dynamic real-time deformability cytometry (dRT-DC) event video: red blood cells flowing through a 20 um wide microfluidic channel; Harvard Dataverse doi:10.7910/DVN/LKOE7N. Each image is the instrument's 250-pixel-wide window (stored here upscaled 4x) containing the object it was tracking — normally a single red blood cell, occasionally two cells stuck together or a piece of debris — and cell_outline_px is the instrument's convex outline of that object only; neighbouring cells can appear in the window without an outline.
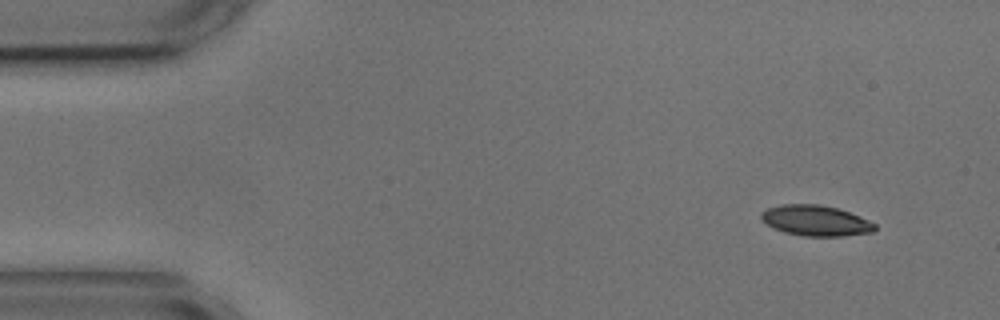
{"species": "common noctule bat (a hibernating species)", "species_latin": "Nyctalus noctula", "temperature_condition": "cold", "stored_images_in_passage": 4, "camera_frame_rate_fps": 3000, "um_per_image_px": 0.085, "animal": {"sex": "male", "body_mass_g": 17.9, "forearm_length_mm": 54.2}, "frame": {"image": 1, "passage_image": 1, "time_ms": 0.0, "image_size_px": [1000, 320], "cell_outline_px": [[876, 228], [872, 232], [840, 236], [804, 236], [784, 232], [772, 228], [760, 220], [760, 212], [768, 208], [780, 204], [820, 204], [836, 208], [860, 216], [876, 224]], "centroid_in_image_um": [69.28, 18.75], "position_along_channel_um": 15.7, "area_um2": 20.35}}
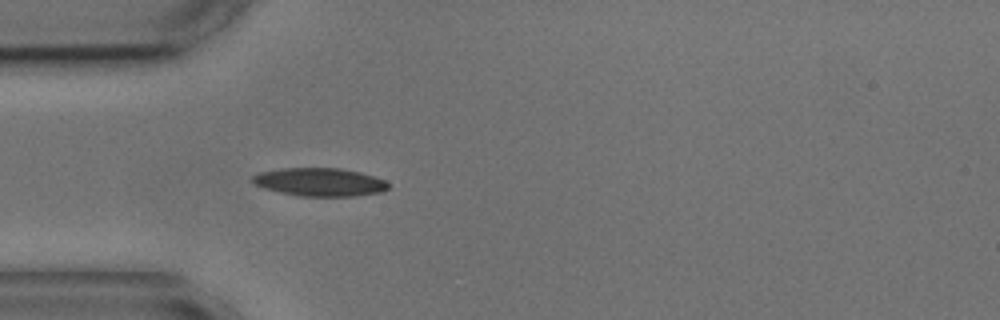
{"frame": {"image": 2, "passage_image": 4, "time_ms": 3.667, "image_size_px": [1000, 320], "cell_outline_px": [[388, 188], [380, 192], [356, 196], [300, 196], [280, 192], [264, 188], [256, 184], [252, 180], [252, 176], [260, 172], [280, 168], [340, 168], [360, 172], [384, 180], [388, 184]], "centroid_in_image_um": [27.17, 15.47], "position_along_channel_um": 57.8, "area_um2": 22.14}}